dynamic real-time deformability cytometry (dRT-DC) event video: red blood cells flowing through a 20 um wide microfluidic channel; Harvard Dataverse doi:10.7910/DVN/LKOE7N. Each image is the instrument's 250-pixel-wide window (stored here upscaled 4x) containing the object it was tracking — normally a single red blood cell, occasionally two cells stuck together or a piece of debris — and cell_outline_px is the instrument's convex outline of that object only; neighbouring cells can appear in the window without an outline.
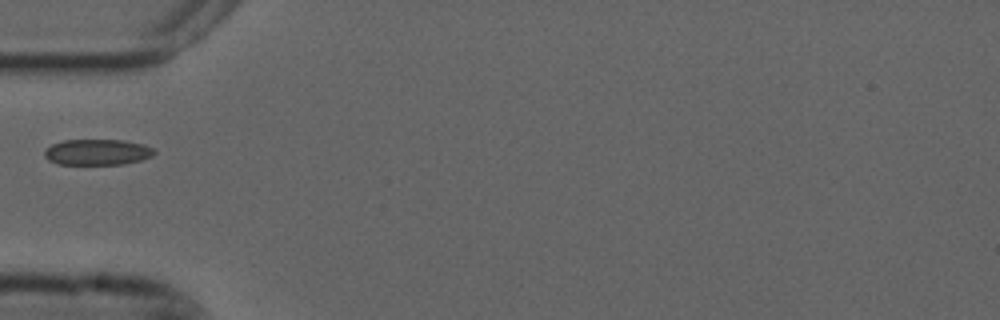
{"species": "common noctule bat (a hibernating species)", "species_latin": "Nyctalus noctula", "temperature_condition": "cold", "stored_images_in_passage": 38, "camera_frame_rate_fps": 3000, "um_per_image_px": 0.085, "animal": {"sex": "male", "forearm_length_mm": 52.5}, "frame": {"image": 1, "passage_image": 1, "time_ms": 0.0, "image_size_px": [1000, 320], "cell_outline_px": [[156, 152], [152, 156], [140, 160], [124, 164], [56, 164], [48, 160], [44, 156], [44, 152], [52, 144], [64, 140], [124, 140], [144, 144], [152, 148]], "centroid_in_image_um": [8.27, 12.93], "position_along_channel_um": 76.7, "area_um2": 16.53}}
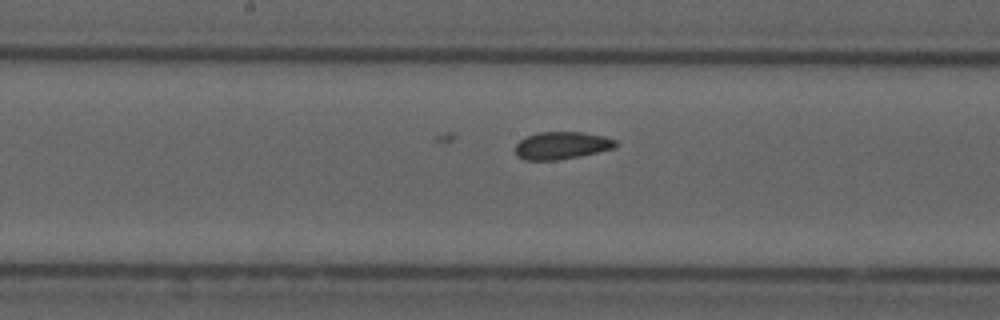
{"frame": {"image": 2, "passage_image": 11, "time_ms": 3.333, "image_size_px": [1000, 320], "cell_outline_px": [[620, 144], [616, 148], [580, 156], [556, 160], [524, 160], [516, 156], [516, 144], [524, 136], [536, 132], [584, 132], [604, 136], [616, 140]], "centroid_in_image_um": [47.76, 12.36], "position_along_channel_um": 200.4, "area_um2": 16.36}}
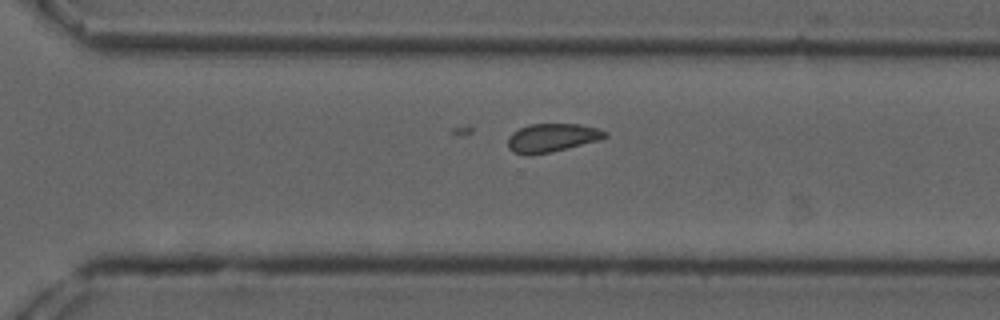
{"frame": {"image": 3, "passage_image": 21, "time_ms": 6.667, "image_size_px": [1000, 320], "cell_outline_px": [[608, 136], [600, 140], [552, 152], [528, 156], [512, 152], [508, 148], [508, 136], [512, 132], [520, 128], [532, 124], [580, 124], [596, 128], [608, 132]], "centroid_in_image_um": [46.9, 11.72], "position_along_channel_um": 323.7, "area_um2": 16.3}}